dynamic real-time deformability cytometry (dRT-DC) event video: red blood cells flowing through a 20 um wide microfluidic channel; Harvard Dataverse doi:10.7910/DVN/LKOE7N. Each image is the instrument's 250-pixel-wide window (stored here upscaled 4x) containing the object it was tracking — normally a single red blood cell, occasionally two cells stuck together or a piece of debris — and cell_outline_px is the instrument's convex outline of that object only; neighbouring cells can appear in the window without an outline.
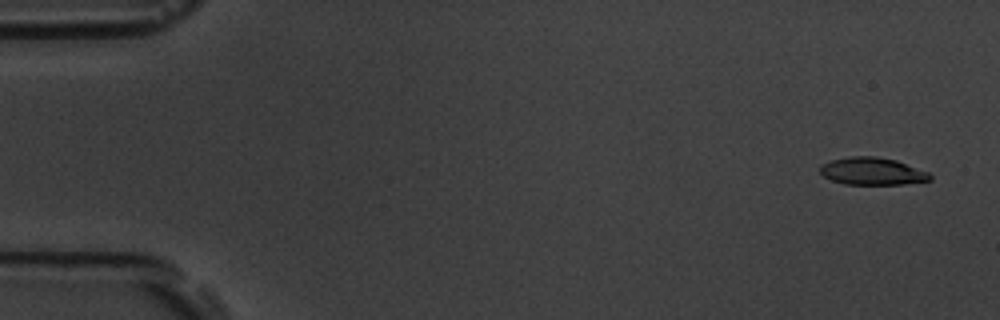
{"species": "common noctule bat (a hibernating species)", "species_latin": "Nyctalus noctula", "temperature_condition": "room temperature", "stored_images_in_passage": 55, "camera_frame_rate_fps": 3000, "um_per_image_px": 0.085, "animal": {"sex": "male", "body_mass_g": 19.5, "forearm_length_mm": 54.6}, "frame": {"image": 1, "passage_image": 3, "time_ms": 0.667, "image_size_px": [1000, 320], "cell_outline_px": [[932, 180], [904, 184], [844, 184], [832, 180], [824, 176], [820, 172], [820, 164], [832, 160], [852, 156], [876, 156], [896, 160], [928, 172], [932, 176]], "centroid_in_image_um": [74.14, 14.55], "position_along_channel_um": 10.9, "area_um2": 17.51}}
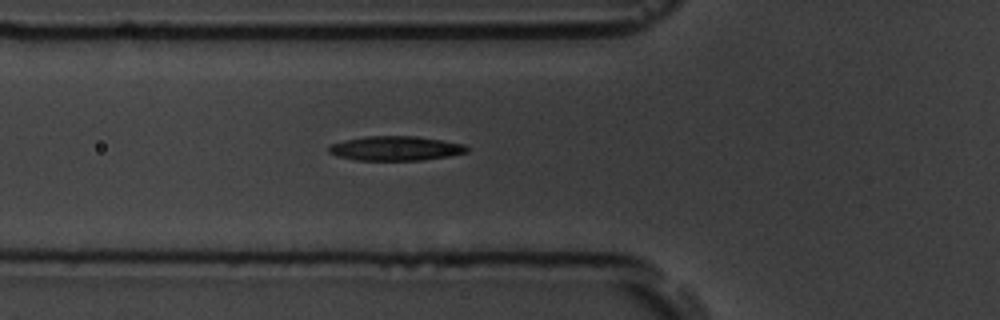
{"frame": {"image": 2, "passage_image": 20, "time_ms": 6.333, "image_size_px": [1000, 320], "cell_outline_px": [[468, 152], [448, 156], [424, 160], [356, 160], [336, 156], [328, 152], [328, 144], [344, 140], [368, 136], [416, 136], [464, 144], [468, 148]], "centroid_in_image_um": [33.58, 12.61], "position_along_channel_um": 92.2, "area_um2": 19.71}}
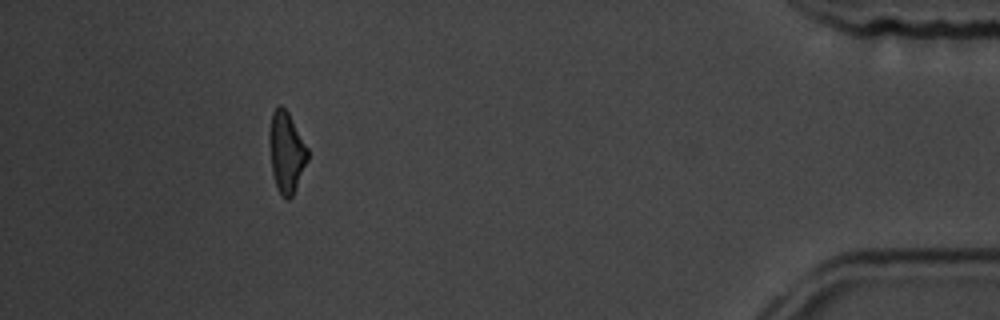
{"frame": {"image": 3, "passage_image": 50, "time_ms": 16.333, "image_size_px": [1000, 320], "cell_outline_px": [[308, 160], [296, 188], [292, 196], [288, 200], [284, 200], [276, 184], [272, 172], [268, 140], [268, 136], [272, 112], [280, 104], [288, 112], [308, 148]], "centroid_in_image_um": [24.33, 12.93], "position_along_channel_um": 410.9, "area_um2": 18.03}, "authors_computed_cell_mechanics": {"area_um2": 18.9584, "velocity_mm_per_s": 3.776, "shape_relaxation_time_tau1_ms": 3.961, "shape_relaxation_time_tau2_ms": 4.0275, "deformation_change_tau1": 0.1529, "deformation_change_tau2": 0.1472}}